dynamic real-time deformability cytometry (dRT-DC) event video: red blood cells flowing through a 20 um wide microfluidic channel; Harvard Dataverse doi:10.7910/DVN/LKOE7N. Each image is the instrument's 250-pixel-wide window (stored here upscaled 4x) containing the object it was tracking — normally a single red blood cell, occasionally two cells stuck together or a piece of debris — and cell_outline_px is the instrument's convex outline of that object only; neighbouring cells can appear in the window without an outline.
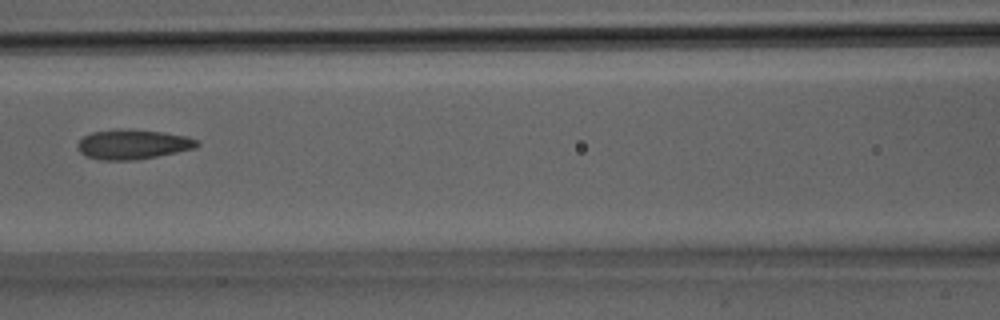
{"species": "Egyptian fruit bat (a non-hibernating species)", "species_latin": "Rousettus aegyptiacus", "temperature_condition": "room temperature", "stored_images_in_passage": 26, "camera_frame_rate_fps": 3000, "um_per_image_px": 0.085, "animal": {"sex": "male"}, "frame": {"image": 1, "passage_image": 9, "time_ms": 2.667, "image_size_px": [1000, 320], "cell_outline_px": [[200, 144], [196, 148], [136, 160], [100, 160], [84, 156], [76, 148], [76, 144], [84, 136], [92, 132], [164, 132], [188, 136], [196, 140]], "centroid_in_image_um": [11.29, 12.33], "position_along_channel_um": 155.3, "area_um2": 19.83}}
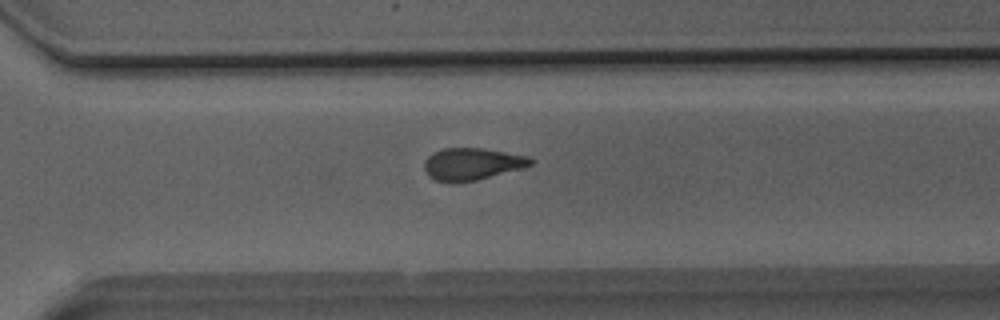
{"frame": {"image": 2, "passage_image": 17, "time_ms": 5.333, "image_size_px": [1000, 320], "cell_outline_px": [[532, 164], [476, 180], [452, 184], [448, 184], [436, 180], [428, 176], [424, 168], [424, 160], [432, 152], [444, 148], [480, 148], [528, 156], [532, 160]], "centroid_in_image_um": [40.01, 13.95], "position_along_channel_um": 330.6, "area_um2": 19.71}}
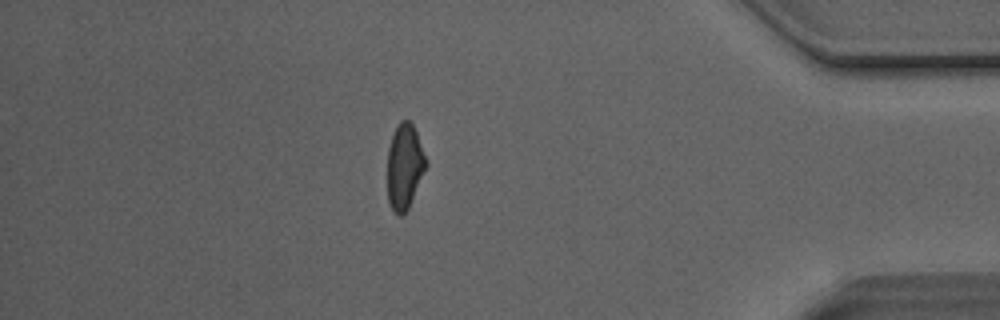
{"frame": {"image": 3, "passage_image": 22, "time_ms": 7.0, "image_size_px": [1000, 320], "cell_outline_px": [[428, 164], [408, 208], [400, 216], [396, 216], [392, 212], [388, 204], [388, 148], [396, 124], [400, 120], [408, 120], [412, 124], [416, 132], [428, 160]], "centroid_in_image_um": [34.38, 14.16], "position_along_channel_um": 400.8, "area_um2": 19.36}}